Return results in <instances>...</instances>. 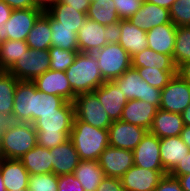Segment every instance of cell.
I'll return each mask as SVG.
<instances>
[{
  "instance_id": "cell-17",
  "label": "cell",
  "mask_w": 190,
  "mask_h": 191,
  "mask_svg": "<svg viewBox=\"0 0 190 191\" xmlns=\"http://www.w3.org/2000/svg\"><path fill=\"white\" fill-rule=\"evenodd\" d=\"M78 52L94 53L107 44L105 25L86 19L77 32Z\"/></svg>"
},
{
  "instance_id": "cell-49",
  "label": "cell",
  "mask_w": 190,
  "mask_h": 191,
  "mask_svg": "<svg viewBox=\"0 0 190 191\" xmlns=\"http://www.w3.org/2000/svg\"><path fill=\"white\" fill-rule=\"evenodd\" d=\"M2 1H4L13 10L35 8V5L32 0H2Z\"/></svg>"
},
{
  "instance_id": "cell-34",
  "label": "cell",
  "mask_w": 190,
  "mask_h": 191,
  "mask_svg": "<svg viewBox=\"0 0 190 191\" xmlns=\"http://www.w3.org/2000/svg\"><path fill=\"white\" fill-rule=\"evenodd\" d=\"M19 80L8 71L0 72V114L12 118L14 94Z\"/></svg>"
},
{
  "instance_id": "cell-35",
  "label": "cell",
  "mask_w": 190,
  "mask_h": 191,
  "mask_svg": "<svg viewBox=\"0 0 190 191\" xmlns=\"http://www.w3.org/2000/svg\"><path fill=\"white\" fill-rule=\"evenodd\" d=\"M29 47L24 40H6L0 44V69L8 71Z\"/></svg>"
},
{
  "instance_id": "cell-40",
  "label": "cell",
  "mask_w": 190,
  "mask_h": 191,
  "mask_svg": "<svg viewBox=\"0 0 190 191\" xmlns=\"http://www.w3.org/2000/svg\"><path fill=\"white\" fill-rule=\"evenodd\" d=\"M28 191H58V176L54 173L29 175Z\"/></svg>"
},
{
  "instance_id": "cell-45",
  "label": "cell",
  "mask_w": 190,
  "mask_h": 191,
  "mask_svg": "<svg viewBox=\"0 0 190 191\" xmlns=\"http://www.w3.org/2000/svg\"><path fill=\"white\" fill-rule=\"evenodd\" d=\"M96 191H126L119 178L104 177Z\"/></svg>"
},
{
  "instance_id": "cell-54",
  "label": "cell",
  "mask_w": 190,
  "mask_h": 191,
  "mask_svg": "<svg viewBox=\"0 0 190 191\" xmlns=\"http://www.w3.org/2000/svg\"><path fill=\"white\" fill-rule=\"evenodd\" d=\"M12 118L5 114H0V140H1V131L6 129L11 123Z\"/></svg>"
},
{
  "instance_id": "cell-46",
  "label": "cell",
  "mask_w": 190,
  "mask_h": 191,
  "mask_svg": "<svg viewBox=\"0 0 190 191\" xmlns=\"http://www.w3.org/2000/svg\"><path fill=\"white\" fill-rule=\"evenodd\" d=\"M169 174L171 176L190 174V150Z\"/></svg>"
},
{
  "instance_id": "cell-1",
  "label": "cell",
  "mask_w": 190,
  "mask_h": 191,
  "mask_svg": "<svg viewBox=\"0 0 190 191\" xmlns=\"http://www.w3.org/2000/svg\"><path fill=\"white\" fill-rule=\"evenodd\" d=\"M74 117L73 102H66L57 113L42 114L33 123L37 145L50 149L69 140Z\"/></svg>"
},
{
  "instance_id": "cell-33",
  "label": "cell",
  "mask_w": 190,
  "mask_h": 191,
  "mask_svg": "<svg viewBox=\"0 0 190 191\" xmlns=\"http://www.w3.org/2000/svg\"><path fill=\"white\" fill-rule=\"evenodd\" d=\"M87 18L101 25H110L120 21L113 0L90 1Z\"/></svg>"
},
{
  "instance_id": "cell-53",
  "label": "cell",
  "mask_w": 190,
  "mask_h": 191,
  "mask_svg": "<svg viewBox=\"0 0 190 191\" xmlns=\"http://www.w3.org/2000/svg\"><path fill=\"white\" fill-rule=\"evenodd\" d=\"M178 178L181 183V188L183 191H190V174L181 175V176H173Z\"/></svg>"
},
{
  "instance_id": "cell-30",
  "label": "cell",
  "mask_w": 190,
  "mask_h": 191,
  "mask_svg": "<svg viewBox=\"0 0 190 191\" xmlns=\"http://www.w3.org/2000/svg\"><path fill=\"white\" fill-rule=\"evenodd\" d=\"M54 20L58 22V26H66L67 28H74L77 33L80 27L87 19L86 13L74 10L67 4L57 2L46 11Z\"/></svg>"
},
{
  "instance_id": "cell-6",
  "label": "cell",
  "mask_w": 190,
  "mask_h": 191,
  "mask_svg": "<svg viewBox=\"0 0 190 191\" xmlns=\"http://www.w3.org/2000/svg\"><path fill=\"white\" fill-rule=\"evenodd\" d=\"M113 81L128 100H143L159 108L162 90L149 85L135 68L127 69Z\"/></svg>"
},
{
  "instance_id": "cell-38",
  "label": "cell",
  "mask_w": 190,
  "mask_h": 191,
  "mask_svg": "<svg viewBox=\"0 0 190 191\" xmlns=\"http://www.w3.org/2000/svg\"><path fill=\"white\" fill-rule=\"evenodd\" d=\"M139 75L151 86L158 89H163L174 75L177 74V70H160L155 68H135Z\"/></svg>"
},
{
  "instance_id": "cell-14",
  "label": "cell",
  "mask_w": 190,
  "mask_h": 191,
  "mask_svg": "<svg viewBox=\"0 0 190 191\" xmlns=\"http://www.w3.org/2000/svg\"><path fill=\"white\" fill-rule=\"evenodd\" d=\"M134 165L151 170H164L160 157V139L149 131L133 150Z\"/></svg>"
},
{
  "instance_id": "cell-55",
  "label": "cell",
  "mask_w": 190,
  "mask_h": 191,
  "mask_svg": "<svg viewBox=\"0 0 190 191\" xmlns=\"http://www.w3.org/2000/svg\"><path fill=\"white\" fill-rule=\"evenodd\" d=\"M144 1L169 9L176 0H144Z\"/></svg>"
},
{
  "instance_id": "cell-24",
  "label": "cell",
  "mask_w": 190,
  "mask_h": 191,
  "mask_svg": "<svg viewBox=\"0 0 190 191\" xmlns=\"http://www.w3.org/2000/svg\"><path fill=\"white\" fill-rule=\"evenodd\" d=\"M184 121L180 113H174L158 108L149 132L159 139L180 136L184 128Z\"/></svg>"
},
{
  "instance_id": "cell-36",
  "label": "cell",
  "mask_w": 190,
  "mask_h": 191,
  "mask_svg": "<svg viewBox=\"0 0 190 191\" xmlns=\"http://www.w3.org/2000/svg\"><path fill=\"white\" fill-rule=\"evenodd\" d=\"M50 27L52 31V47H59L64 50L78 51L77 33L74 28L58 26V22L50 16Z\"/></svg>"
},
{
  "instance_id": "cell-12",
  "label": "cell",
  "mask_w": 190,
  "mask_h": 191,
  "mask_svg": "<svg viewBox=\"0 0 190 191\" xmlns=\"http://www.w3.org/2000/svg\"><path fill=\"white\" fill-rule=\"evenodd\" d=\"M166 174L168 173L165 170H151L133 165L120 180L126 191H154Z\"/></svg>"
},
{
  "instance_id": "cell-22",
  "label": "cell",
  "mask_w": 190,
  "mask_h": 191,
  "mask_svg": "<svg viewBox=\"0 0 190 191\" xmlns=\"http://www.w3.org/2000/svg\"><path fill=\"white\" fill-rule=\"evenodd\" d=\"M158 108L143 100H128L121 121L145 128L149 131Z\"/></svg>"
},
{
  "instance_id": "cell-31",
  "label": "cell",
  "mask_w": 190,
  "mask_h": 191,
  "mask_svg": "<svg viewBox=\"0 0 190 191\" xmlns=\"http://www.w3.org/2000/svg\"><path fill=\"white\" fill-rule=\"evenodd\" d=\"M157 68L160 70H177L172 56L157 53L150 48H146L132 57V68Z\"/></svg>"
},
{
  "instance_id": "cell-50",
  "label": "cell",
  "mask_w": 190,
  "mask_h": 191,
  "mask_svg": "<svg viewBox=\"0 0 190 191\" xmlns=\"http://www.w3.org/2000/svg\"><path fill=\"white\" fill-rule=\"evenodd\" d=\"M12 10L4 1L0 0V25L5 24L9 20Z\"/></svg>"
},
{
  "instance_id": "cell-8",
  "label": "cell",
  "mask_w": 190,
  "mask_h": 191,
  "mask_svg": "<svg viewBox=\"0 0 190 191\" xmlns=\"http://www.w3.org/2000/svg\"><path fill=\"white\" fill-rule=\"evenodd\" d=\"M48 70H50L49 51L29 48L8 72L19 81H33Z\"/></svg>"
},
{
  "instance_id": "cell-4",
  "label": "cell",
  "mask_w": 190,
  "mask_h": 191,
  "mask_svg": "<svg viewBox=\"0 0 190 191\" xmlns=\"http://www.w3.org/2000/svg\"><path fill=\"white\" fill-rule=\"evenodd\" d=\"M37 145L32 123L12 122L1 131L0 158L19 159Z\"/></svg>"
},
{
  "instance_id": "cell-16",
  "label": "cell",
  "mask_w": 190,
  "mask_h": 191,
  "mask_svg": "<svg viewBox=\"0 0 190 191\" xmlns=\"http://www.w3.org/2000/svg\"><path fill=\"white\" fill-rule=\"evenodd\" d=\"M94 93L98 96L99 102L105 108L110 119L112 121L120 120L128 99L119 86L114 81H105Z\"/></svg>"
},
{
  "instance_id": "cell-18",
  "label": "cell",
  "mask_w": 190,
  "mask_h": 191,
  "mask_svg": "<svg viewBox=\"0 0 190 191\" xmlns=\"http://www.w3.org/2000/svg\"><path fill=\"white\" fill-rule=\"evenodd\" d=\"M13 122L32 123L34 104V83L19 81L14 94Z\"/></svg>"
},
{
  "instance_id": "cell-5",
  "label": "cell",
  "mask_w": 190,
  "mask_h": 191,
  "mask_svg": "<svg viewBox=\"0 0 190 191\" xmlns=\"http://www.w3.org/2000/svg\"><path fill=\"white\" fill-rule=\"evenodd\" d=\"M105 81H113L132 67V58L119 43L106 44L93 53Z\"/></svg>"
},
{
  "instance_id": "cell-48",
  "label": "cell",
  "mask_w": 190,
  "mask_h": 191,
  "mask_svg": "<svg viewBox=\"0 0 190 191\" xmlns=\"http://www.w3.org/2000/svg\"><path fill=\"white\" fill-rule=\"evenodd\" d=\"M62 4H67L79 12L87 13L90 7V0H59Z\"/></svg>"
},
{
  "instance_id": "cell-10",
  "label": "cell",
  "mask_w": 190,
  "mask_h": 191,
  "mask_svg": "<svg viewBox=\"0 0 190 191\" xmlns=\"http://www.w3.org/2000/svg\"><path fill=\"white\" fill-rule=\"evenodd\" d=\"M190 104V84L176 74L161 91L159 108L182 113Z\"/></svg>"
},
{
  "instance_id": "cell-19",
  "label": "cell",
  "mask_w": 190,
  "mask_h": 191,
  "mask_svg": "<svg viewBox=\"0 0 190 191\" xmlns=\"http://www.w3.org/2000/svg\"><path fill=\"white\" fill-rule=\"evenodd\" d=\"M0 173L7 191L28 189L29 172L19 159L0 158Z\"/></svg>"
},
{
  "instance_id": "cell-13",
  "label": "cell",
  "mask_w": 190,
  "mask_h": 191,
  "mask_svg": "<svg viewBox=\"0 0 190 191\" xmlns=\"http://www.w3.org/2000/svg\"><path fill=\"white\" fill-rule=\"evenodd\" d=\"M98 161L106 177L120 179L134 165L133 151L108 146Z\"/></svg>"
},
{
  "instance_id": "cell-44",
  "label": "cell",
  "mask_w": 190,
  "mask_h": 191,
  "mask_svg": "<svg viewBox=\"0 0 190 191\" xmlns=\"http://www.w3.org/2000/svg\"><path fill=\"white\" fill-rule=\"evenodd\" d=\"M154 191H183V189L178 178L168 173L161 179Z\"/></svg>"
},
{
  "instance_id": "cell-51",
  "label": "cell",
  "mask_w": 190,
  "mask_h": 191,
  "mask_svg": "<svg viewBox=\"0 0 190 191\" xmlns=\"http://www.w3.org/2000/svg\"><path fill=\"white\" fill-rule=\"evenodd\" d=\"M177 74L190 84V61L180 65L177 68Z\"/></svg>"
},
{
  "instance_id": "cell-25",
  "label": "cell",
  "mask_w": 190,
  "mask_h": 191,
  "mask_svg": "<svg viewBox=\"0 0 190 191\" xmlns=\"http://www.w3.org/2000/svg\"><path fill=\"white\" fill-rule=\"evenodd\" d=\"M189 152V147L180 136L160 139V157L164 170L170 173Z\"/></svg>"
},
{
  "instance_id": "cell-7",
  "label": "cell",
  "mask_w": 190,
  "mask_h": 191,
  "mask_svg": "<svg viewBox=\"0 0 190 191\" xmlns=\"http://www.w3.org/2000/svg\"><path fill=\"white\" fill-rule=\"evenodd\" d=\"M73 104L74 120H81L101 129H108L113 122L94 92L76 95Z\"/></svg>"
},
{
  "instance_id": "cell-32",
  "label": "cell",
  "mask_w": 190,
  "mask_h": 191,
  "mask_svg": "<svg viewBox=\"0 0 190 191\" xmlns=\"http://www.w3.org/2000/svg\"><path fill=\"white\" fill-rule=\"evenodd\" d=\"M67 101L61 96L46 94L39 91L34 84V104L32 111V124L42 115L48 113H57Z\"/></svg>"
},
{
  "instance_id": "cell-52",
  "label": "cell",
  "mask_w": 190,
  "mask_h": 191,
  "mask_svg": "<svg viewBox=\"0 0 190 191\" xmlns=\"http://www.w3.org/2000/svg\"><path fill=\"white\" fill-rule=\"evenodd\" d=\"M35 7L41 9L42 11H47L59 0H32Z\"/></svg>"
},
{
  "instance_id": "cell-56",
  "label": "cell",
  "mask_w": 190,
  "mask_h": 191,
  "mask_svg": "<svg viewBox=\"0 0 190 191\" xmlns=\"http://www.w3.org/2000/svg\"><path fill=\"white\" fill-rule=\"evenodd\" d=\"M180 137L190 150V126H184L182 132L180 133Z\"/></svg>"
},
{
  "instance_id": "cell-11",
  "label": "cell",
  "mask_w": 190,
  "mask_h": 191,
  "mask_svg": "<svg viewBox=\"0 0 190 191\" xmlns=\"http://www.w3.org/2000/svg\"><path fill=\"white\" fill-rule=\"evenodd\" d=\"M147 132V129L138 125L113 121L108 127L109 146L133 151Z\"/></svg>"
},
{
  "instance_id": "cell-39",
  "label": "cell",
  "mask_w": 190,
  "mask_h": 191,
  "mask_svg": "<svg viewBox=\"0 0 190 191\" xmlns=\"http://www.w3.org/2000/svg\"><path fill=\"white\" fill-rule=\"evenodd\" d=\"M50 54V70L66 71L70 67L78 53V51L64 50L59 47H51Z\"/></svg>"
},
{
  "instance_id": "cell-26",
  "label": "cell",
  "mask_w": 190,
  "mask_h": 191,
  "mask_svg": "<svg viewBox=\"0 0 190 191\" xmlns=\"http://www.w3.org/2000/svg\"><path fill=\"white\" fill-rule=\"evenodd\" d=\"M121 36L119 44L129 53L131 58L148 48L146 31L140 29L129 20H120Z\"/></svg>"
},
{
  "instance_id": "cell-2",
  "label": "cell",
  "mask_w": 190,
  "mask_h": 191,
  "mask_svg": "<svg viewBox=\"0 0 190 191\" xmlns=\"http://www.w3.org/2000/svg\"><path fill=\"white\" fill-rule=\"evenodd\" d=\"M69 139L80 160H99L109 146L108 129L97 128L81 120H73Z\"/></svg>"
},
{
  "instance_id": "cell-47",
  "label": "cell",
  "mask_w": 190,
  "mask_h": 191,
  "mask_svg": "<svg viewBox=\"0 0 190 191\" xmlns=\"http://www.w3.org/2000/svg\"><path fill=\"white\" fill-rule=\"evenodd\" d=\"M107 31V44L118 43L121 36L120 21L105 26Z\"/></svg>"
},
{
  "instance_id": "cell-23",
  "label": "cell",
  "mask_w": 190,
  "mask_h": 191,
  "mask_svg": "<svg viewBox=\"0 0 190 191\" xmlns=\"http://www.w3.org/2000/svg\"><path fill=\"white\" fill-rule=\"evenodd\" d=\"M177 27L172 23H165L146 31L148 48L157 53L173 57Z\"/></svg>"
},
{
  "instance_id": "cell-41",
  "label": "cell",
  "mask_w": 190,
  "mask_h": 191,
  "mask_svg": "<svg viewBox=\"0 0 190 191\" xmlns=\"http://www.w3.org/2000/svg\"><path fill=\"white\" fill-rule=\"evenodd\" d=\"M171 22L176 26H190V0H176L169 8Z\"/></svg>"
},
{
  "instance_id": "cell-43",
  "label": "cell",
  "mask_w": 190,
  "mask_h": 191,
  "mask_svg": "<svg viewBox=\"0 0 190 191\" xmlns=\"http://www.w3.org/2000/svg\"><path fill=\"white\" fill-rule=\"evenodd\" d=\"M58 191H84L73 173L58 176Z\"/></svg>"
},
{
  "instance_id": "cell-29",
  "label": "cell",
  "mask_w": 190,
  "mask_h": 191,
  "mask_svg": "<svg viewBox=\"0 0 190 191\" xmlns=\"http://www.w3.org/2000/svg\"><path fill=\"white\" fill-rule=\"evenodd\" d=\"M84 191H96L105 174L98 160H81L73 172Z\"/></svg>"
},
{
  "instance_id": "cell-21",
  "label": "cell",
  "mask_w": 190,
  "mask_h": 191,
  "mask_svg": "<svg viewBox=\"0 0 190 191\" xmlns=\"http://www.w3.org/2000/svg\"><path fill=\"white\" fill-rule=\"evenodd\" d=\"M129 21L134 26L148 31L153 27L170 23L171 19L169 9L144 1L142 7L129 18Z\"/></svg>"
},
{
  "instance_id": "cell-58",
  "label": "cell",
  "mask_w": 190,
  "mask_h": 191,
  "mask_svg": "<svg viewBox=\"0 0 190 191\" xmlns=\"http://www.w3.org/2000/svg\"><path fill=\"white\" fill-rule=\"evenodd\" d=\"M0 191H7L6 187L4 186V181H3L1 173H0Z\"/></svg>"
},
{
  "instance_id": "cell-57",
  "label": "cell",
  "mask_w": 190,
  "mask_h": 191,
  "mask_svg": "<svg viewBox=\"0 0 190 191\" xmlns=\"http://www.w3.org/2000/svg\"><path fill=\"white\" fill-rule=\"evenodd\" d=\"M182 119L184 121L185 126H190V104L187 108L181 113Z\"/></svg>"
},
{
  "instance_id": "cell-3",
  "label": "cell",
  "mask_w": 190,
  "mask_h": 191,
  "mask_svg": "<svg viewBox=\"0 0 190 191\" xmlns=\"http://www.w3.org/2000/svg\"><path fill=\"white\" fill-rule=\"evenodd\" d=\"M65 72L76 95L94 92L105 82L93 53L78 52L73 64Z\"/></svg>"
},
{
  "instance_id": "cell-37",
  "label": "cell",
  "mask_w": 190,
  "mask_h": 191,
  "mask_svg": "<svg viewBox=\"0 0 190 191\" xmlns=\"http://www.w3.org/2000/svg\"><path fill=\"white\" fill-rule=\"evenodd\" d=\"M172 58L177 68L190 61V26L177 27Z\"/></svg>"
},
{
  "instance_id": "cell-20",
  "label": "cell",
  "mask_w": 190,
  "mask_h": 191,
  "mask_svg": "<svg viewBox=\"0 0 190 191\" xmlns=\"http://www.w3.org/2000/svg\"><path fill=\"white\" fill-rule=\"evenodd\" d=\"M52 173L57 176L71 174L81 161L72 141L50 148Z\"/></svg>"
},
{
  "instance_id": "cell-42",
  "label": "cell",
  "mask_w": 190,
  "mask_h": 191,
  "mask_svg": "<svg viewBox=\"0 0 190 191\" xmlns=\"http://www.w3.org/2000/svg\"><path fill=\"white\" fill-rule=\"evenodd\" d=\"M120 20H129L141 7L144 0H113Z\"/></svg>"
},
{
  "instance_id": "cell-15",
  "label": "cell",
  "mask_w": 190,
  "mask_h": 191,
  "mask_svg": "<svg viewBox=\"0 0 190 191\" xmlns=\"http://www.w3.org/2000/svg\"><path fill=\"white\" fill-rule=\"evenodd\" d=\"M32 82L39 91L61 96L67 102H73L76 97L65 71L48 70Z\"/></svg>"
},
{
  "instance_id": "cell-28",
  "label": "cell",
  "mask_w": 190,
  "mask_h": 191,
  "mask_svg": "<svg viewBox=\"0 0 190 191\" xmlns=\"http://www.w3.org/2000/svg\"><path fill=\"white\" fill-rule=\"evenodd\" d=\"M51 37L50 15L43 11L29 32L26 43L29 48L34 50H49L52 47Z\"/></svg>"
},
{
  "instance_id": "cell-9",
  "label": "cell",
  "mask_w": 190,
  "mask_h": 191,
  "mask_svg": "<svg viewBox=\"0 0 190 191\" xmlns=\"http://www.w3.org/2000/svg\"><path fill=\"white\" fill-rule=\"evenodd\" d=\"M42 13L43 11L36 7L12 10L9 20L0 25V43L7 39L26 41L35 21Z\"/></svg>"
},
{
  "instance_id": "cell-27",
  "label": "cell",
  "mask_w": 190,
  "mask_h": 191,
  "mask_svg": "<svg viewBox=\"0 0 190 191\" xmlns=\"http://www.w3.org/2000/svg\"><path fill=\"white\" fill-rule=\"evenodd\" d=\"M29 175L52 173V162L49 148L36 145L19 158Z\"/></svg>"
}]
</instances>
